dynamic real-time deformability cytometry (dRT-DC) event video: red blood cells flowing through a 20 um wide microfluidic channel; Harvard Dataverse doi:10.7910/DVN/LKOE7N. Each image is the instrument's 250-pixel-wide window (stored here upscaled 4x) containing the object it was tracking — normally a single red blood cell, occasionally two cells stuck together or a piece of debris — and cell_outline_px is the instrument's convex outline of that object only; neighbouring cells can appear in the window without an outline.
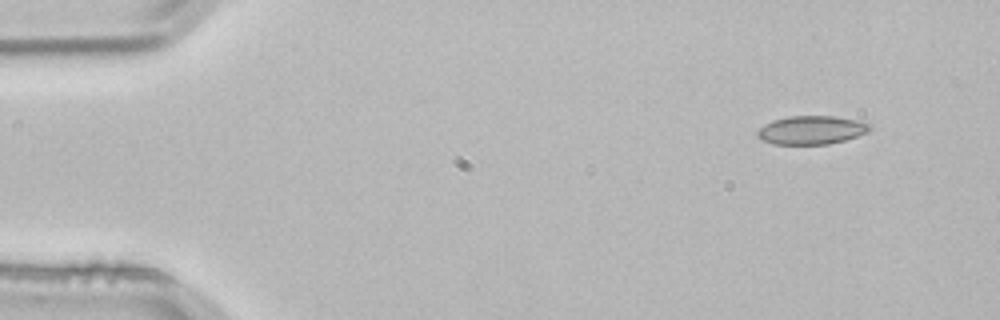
{"species": "common noctule bat (a hibernating species)", "species_latin": "Nyctalus noctula", "temperature_condition": "room temperature", "stored_images_in_passage": 3, "camera_frame_rate_fps": 3000, "um_per_image_px": 0.085, "animal": {"sex": "male", "body_mass_g": 21.5, "forearm_length_mm": 52.0}, "frame": {"image": 1, "passage_image": 1, "time_ms": 0.0, "image_size_px": [1000, 320], "cell_outline_px": [[872, 128], [868, 132], [844, 140], [828, 144], [772, 144], [760, 140], [756, 136], [756, 132], [764, 124], [772, 120], [788, 116], [836, 116], [856, 120], [868, 124]], "centroid_in_image_um": [68.92, 11.05], "position_along_channel_um": 16.1, "area_um2": 18.73}}